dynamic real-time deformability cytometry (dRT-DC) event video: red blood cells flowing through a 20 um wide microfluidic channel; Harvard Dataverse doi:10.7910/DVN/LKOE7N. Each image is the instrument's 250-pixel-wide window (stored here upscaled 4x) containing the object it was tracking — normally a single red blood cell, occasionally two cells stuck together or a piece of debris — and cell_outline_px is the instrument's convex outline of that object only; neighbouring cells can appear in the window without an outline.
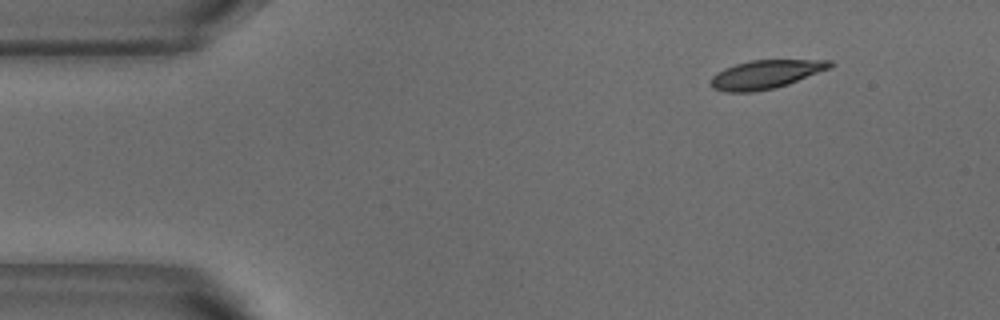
{"species": "common noctule bat (a hibernating species)", "species_latin": "Nyctalus noctula", "temperature_condition": "warm", "stored_images_in_passage": 48, "camera_frame_rate_fps": 3000, "um_per_image_px": 0.085, "animal": {"sex": "male", "body_mass_g": 18.8}, "frame": {"image": 1, "passage_image": 1, "time_ms": 0.0, "image_size_px": [1000, 320], "cell_outline_px": [[836, 64], [832, 68], [788, 84], [776, 88], [752, 92], [728, 92], [712, 88], [712, 76], [716, 72], [724, 68], [736, 64], [752, 60], [832, 60]], "centroid_in_image_um": [65.14, 6.32], "position_along_channel_um": 19.9, "area_um2": 19.94}}
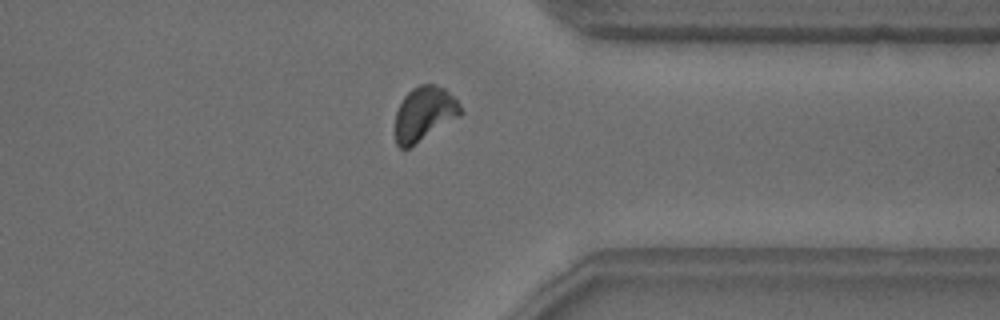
{"frame": {"image": 2, "passage_image": 36, "time_ms": 11.667, "image_size_px": [1000, 320], "cell_outline_px": [[464, 112], [460, 116], [408, 148], [400, 148], [396, 144], [396, 112], [404, 96], [412, 88], [420, 84], [436, 84], [444, 88], [460, 104]], "centroid_in_image_um": [36.07, 9.65], "position_along_channel_um": 375.3, "area_um2": 20.46}}
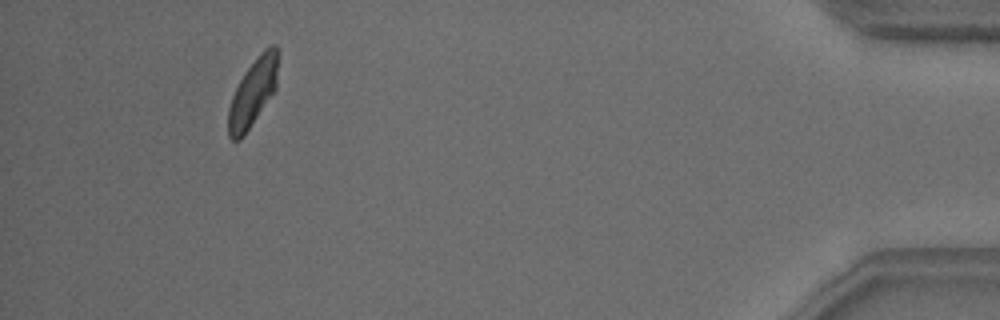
{"frame": {"image": 3, "passage_image": 44, "time_ms": 14.333, "image_size_px": [1000, 320], "cell_outline_px": [[276, 88], [244, 136], [240, 140], [232, 140], [228, 136], [228, 108], [232, 96], [244, 72], [260, 52], [264, 48], [272, 44], [276, 44]], "centroid_in_image_um": [21.45, 7.89], "position_along_channel_um": 413.7, "area_um2": 19.19}, "authors_computed_cell_mechanics": {"area_um2": 20.3456, "velocity_mm_per_s": 3.7644, "shape_relaxation_time_tau1_ms": 2.0194, "shape_relaxation_time_tau2_ms": 2.4223, "deformation_change_tau1": 0.131, "deformation_change_tau2": 0.0802}}